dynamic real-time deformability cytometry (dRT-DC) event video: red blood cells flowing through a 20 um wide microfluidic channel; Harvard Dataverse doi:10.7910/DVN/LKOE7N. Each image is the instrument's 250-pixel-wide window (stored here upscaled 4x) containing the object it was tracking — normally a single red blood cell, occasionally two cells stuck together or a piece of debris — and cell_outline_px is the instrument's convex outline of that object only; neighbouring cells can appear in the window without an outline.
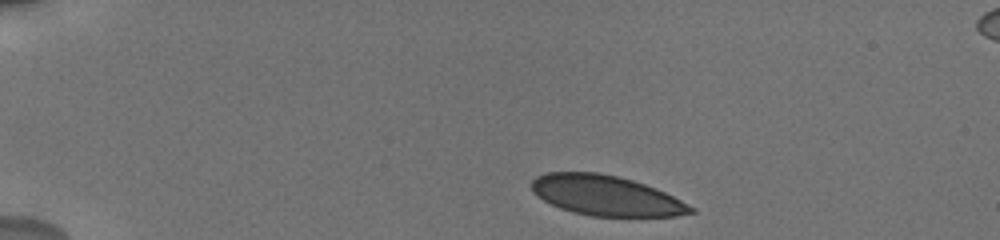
{"species": "human", "species_latin": "Homo sapiens", "temperature_condition": "cold", "stored_images_in_passage": 6, "camera_frame_rate_fps": 3000, "um_per_image_px": 0.085, "donor": {"sex": "male"}, "frame": {"image": 1, "passage_image": 1, "time_ms": 0.0, "image_size_px": [1000, 240], "cell_outline_px": [[696, 212], [676, 216], [592, 216], [572, 212], [560, 208], [536, 196], [532, 192], [532, 180], [536, 176], [544, 172], [600, 172], [620, 176], [656, 188], [696, 208]], "centroid_in_image_um": [51.49, 16.61], "position_along_channel_um": 33.5, "area_um2": 37.28}}
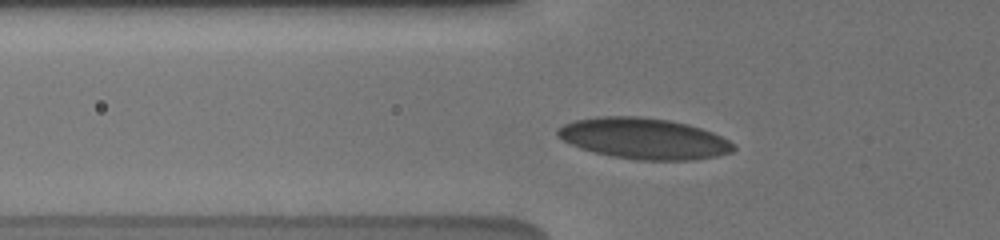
{"frame": {"image": 2, "passage_image": 5, "time_ms": 3.0, "image_size_px": [1000, 240], "cell_outline_px": [[736, 148], [732, 152], [716, 156], [692, 160], [636, 160], [612, 156], [580, 148], [556, 136], [556, 128], [564, 124], [576, 120], [600, 116], [640, 116], [668, 120], [688, 124], [712, 132], [736, 144]], "centroid_in_image_um": [54.73, 11.77], "position_along_channel_um": 71.1, "area_um2": 41.96}}